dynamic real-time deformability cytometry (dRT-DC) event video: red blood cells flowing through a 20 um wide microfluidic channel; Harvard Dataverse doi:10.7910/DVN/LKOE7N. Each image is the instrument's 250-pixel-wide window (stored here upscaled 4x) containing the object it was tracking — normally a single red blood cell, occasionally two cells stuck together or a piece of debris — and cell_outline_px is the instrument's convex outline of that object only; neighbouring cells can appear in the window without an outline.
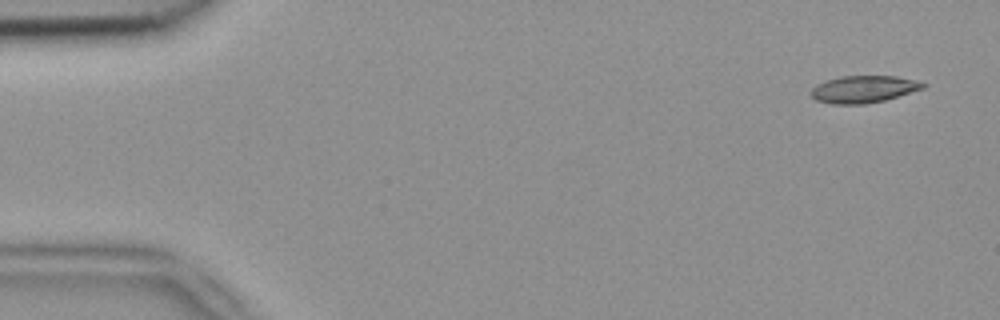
{"species": "common noctule bat (a hibernating species)", "species_latin": "Nyctalus noctula", "temperature_condition": "room temperature", "stored_images_in_passage": 4, "camera_frame_rate_fps": 3000, "um_per_image_px": 0.085, "animal": {"sex": "female", "body_mass_g": 18.4}, "frame": {"image": 1, "passage_image": 1, "time_ms": 0.0, "image_size_px": [1000, 320], "cell_outline_px": [[928, 84], [924, 88], [884, 100], [864, 104], [832, 104], [816, 100], [812, 96], [812, 88], [816, 84], [824, 80], [840, 76], [896, 76], [916, 80]], "centroid_in_image_um": [73.39, 7.57], "position_along_channel_um": 11.6, "area_um2": 17.69}}
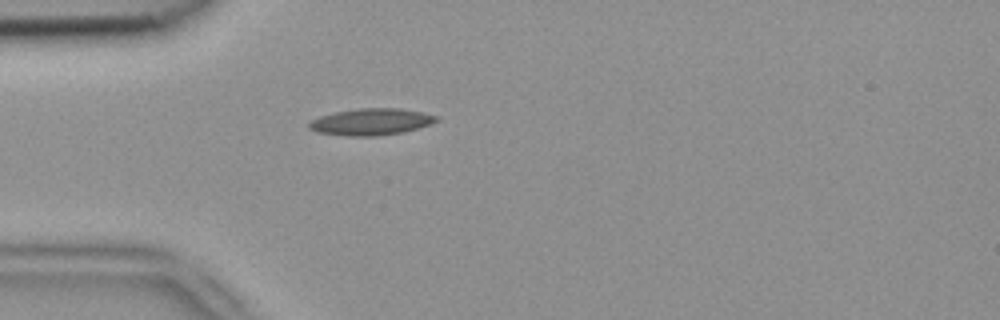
{"frame": {"image": 2, "passage_image": 4, "time_ms": 1.0, "image_size_px": [1000, 320], "cell_outline_px": [[440, 120], [432, 124], [404, 132], [376, 136], [344, 136], [316, 132], [308, 128], [308, 124], [312, 120], [320, 116], [336, 112], [360, 108], [400, 108], [424, 112], [436, 116]], "centroid_in_image_um": [31.57, 10.36], "position_along_channel_um": 53.4, "area_um2": 19.94}}